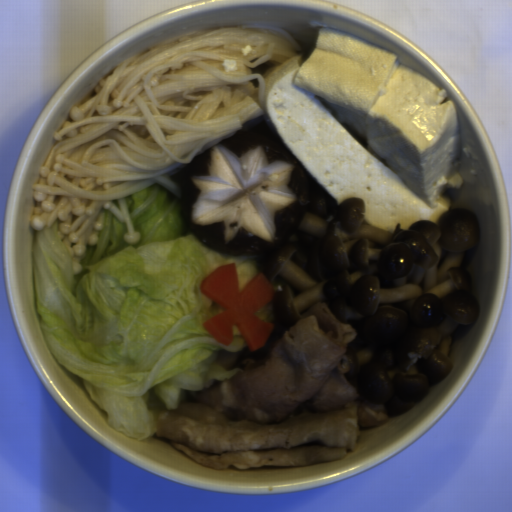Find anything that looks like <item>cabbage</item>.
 I'll use <instances>...</instances> for the list:
<instances>
[{"label": "cabbage", "mask_w": 512, "mask_h": 512, "mask_svg": "<svg viewBox=\"0 0 512 512\" xmlns=\"http://www.w3.org/2000/svg\"><path fill=\"white\" fill-rule=\"evenodd\" d=\"M126 202L139 243L124 241L125 223L107 209L81 273L59 238V217L35 229V298L55 360L82 378L111 428L138 441L186 394L242 370L218 364L217 351H241L246 342L239 328L228 345L210 334L205 323L225 309L201 284L234 264L241 291L258 270L256 258L215 251L182 233L178 203L158 182Z\"/></svg>", "instance_id": "4295e07d"}, {"label": "cabbage", "mask_w": 512, "mask_h": 512, "mask_svg": "<svg viewBox=\"0 0 512 512\" xmlns=\"http://www.w3.org/2000/svg\"><path fill=\"white\" fill-rule=\"evenodd\" d=\"M257 317L261 318L264 321H269L272 323L273 321V307L272 304L267 301L265 305H263L260 309H258L255 314Z\"/></svg>", "instance_id": "f4c42f77"}]
</instances>
